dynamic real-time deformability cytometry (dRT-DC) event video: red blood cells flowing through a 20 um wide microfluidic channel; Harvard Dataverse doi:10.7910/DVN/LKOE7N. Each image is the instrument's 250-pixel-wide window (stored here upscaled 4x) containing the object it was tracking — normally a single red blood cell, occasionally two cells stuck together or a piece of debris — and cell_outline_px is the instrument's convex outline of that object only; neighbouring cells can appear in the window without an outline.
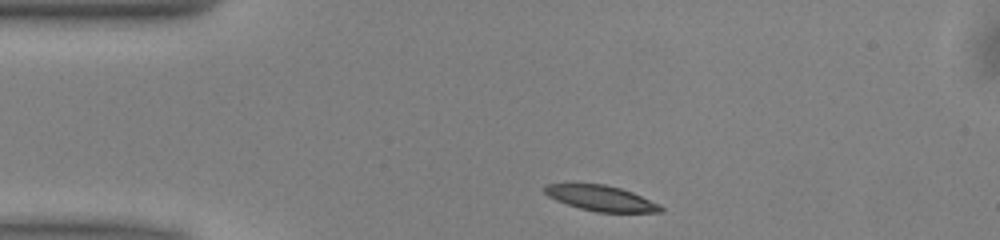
{"species": "common noctule bat (a hibernating species)", "species_latin": "Nyctalus noctula", "temperature_condition": "warm", "stored_images_in_passage": 42, "camera_frame_rate_fps": 3000, "um_per_image_px": 0.085, "animal": {"sex": "male", "body_mass_g": 13.0, "forearm_length_mm": 53.1}, "frame": {"image": 1, "passage_image": 1, "time_ms": 0.0, "image_size_px": [1000, 240], "cell_outline_px": [[664, 212], [596, 212], [580, 208], [556, 200], [548, 196], [544, 192], [544, 184], [604, 184], [620, 188], [632, 192], [660, 204], [664, 208]], "centroid_in_image_um": [51.11, 16.85], "position_along_channel_um": 33.9, "area_um2": 17.11}}
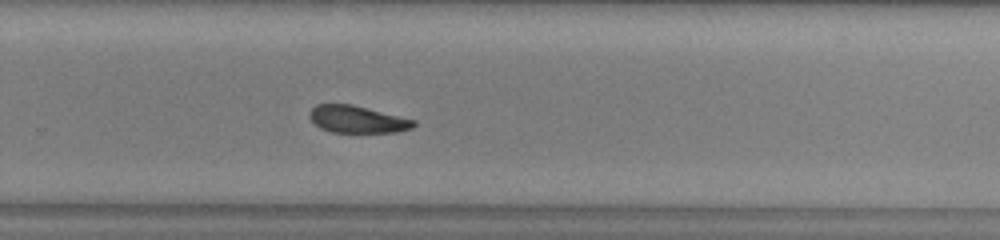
{"frame": {"image": 2, "passage_image": 24, "time_ms": 7.667, "image_size_px": [1000, 240], "cell_outline_px": [[416, 124], [412, 128], [396, 132], [332, 132], [320, 128], [308, 116], [312, 108], [316, 104], [352, 104], [416, 120]], "centroid_in_image_um": [30.38, 10.14], "position_along_channel_um": 299.4, "area_um2": 16.42}}
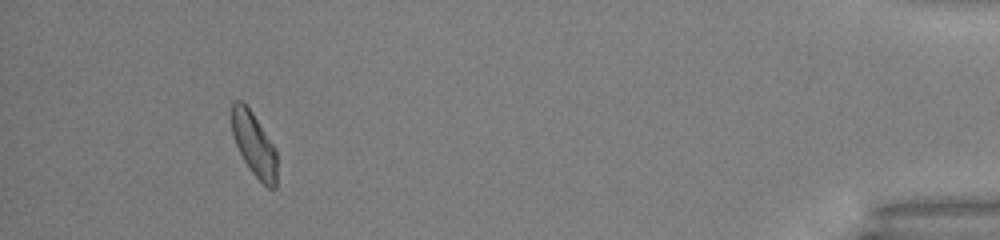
{"frame": {"image": 3, "passage_image": 38, "time_ms": 12.333, "image_size_px": [1000, 240], "cell_outline_px": [[276, 188], [268, 188], [252, 172], [244, 160], [232, 136], [232, 100], [240, 100], [252, 112], [276, 148]], "centroid_in_image_um": [21.6, 12.26], "position_along_channel_um": 413.6, "area_um2": 16.59}, "authors_computed_cell_mechanics": {"area_um2": 17.6868, "velocity_mm_per_s": 3.9849, "shape_relaxation_time_tau1_ms": 4.4722, "shape_relaxation_time_tau2_ms": null, "deformation_change_tau1": 0.1385, "deformation_change_tau2": null}}